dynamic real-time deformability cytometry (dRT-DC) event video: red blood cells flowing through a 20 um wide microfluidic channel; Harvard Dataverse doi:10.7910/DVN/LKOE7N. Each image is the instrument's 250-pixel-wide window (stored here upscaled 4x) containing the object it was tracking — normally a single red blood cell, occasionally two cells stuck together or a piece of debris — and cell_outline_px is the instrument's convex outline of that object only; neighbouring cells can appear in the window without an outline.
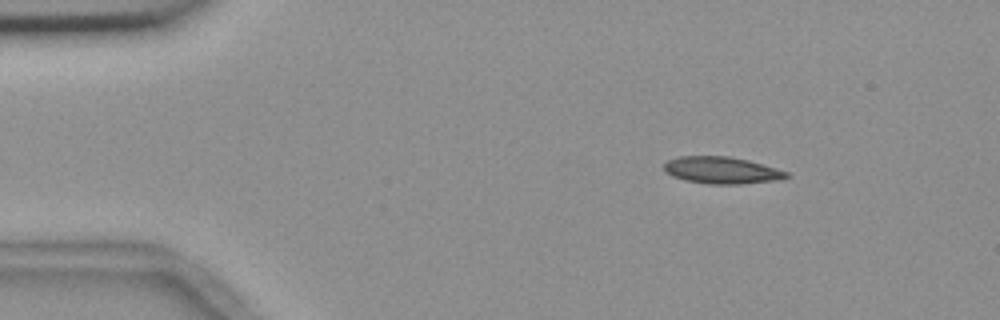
{"species": "common noctule bat (a hibernating species)", "species_latin": "Nyctalus noctula", "temperature_condition": "room temperature", "stored_images_in_passage": 48, "camera_frame_rate_fps": 3000, "um_per_image_px": 0.085, "animal": {"sex": "female", "body_mass_g": 18.4}, "frame": {"image": 1, "passage_image": 1, "time_ms": 0.0, "image_size_px": [1000, 320], "cell_outline_px": [[792, 176], [784, 180], [740, 184], [708, 184], [684, 180], [672, 176], [664, 172], [664, 164], [668, 160], [676, 156], [728, 156], [748, 160], [776, 168], [788, 172]], "centroid_in_image_um": [61.37, 14.48], "position_along_channel_um": 23.6, "area_um2": 19.54}}
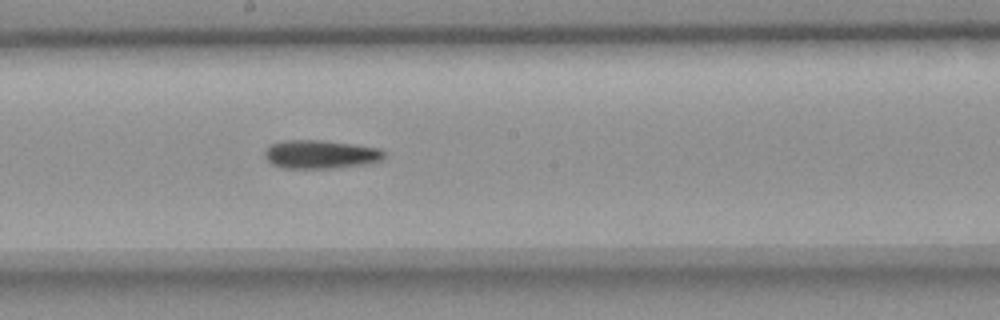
{"frame": {"image": 2, "passage_image": 23, "time_ms": 7.333, "image_size_px": [1000, 320], "cell_outline_px": [[384, 160], [372, 164], [332, 168], [280, 168], [272, 164], [264, 156], [264, 152], [272, 144], [284, 140], [320, 140], [352, 144], [380, 148], [384, 152]], "centroid_in_image_um": [27.29, 13.13], "position_along_channel_um": 220.9, "area_um2": 20.0}}
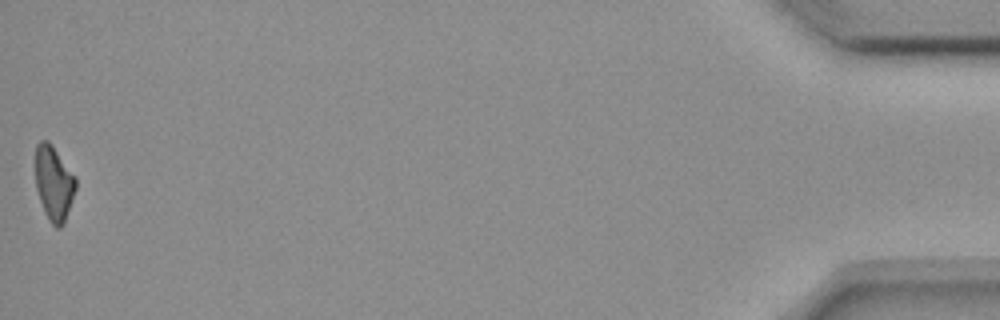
{"frame": {"image": 3, "passage_image": 48, "time_ms": 15.667, "image_size_px": [1000, 320], "cell_outline_px": [[76, 188], [64, 224], [60, 228], [56, 228], [52, 224], [44, 212], [36, 188], [36, 144], [40, 140], [48, 140], [52, 144], [76, 176]], "centroid_in_image_um": [4.59, 15.56], "position_along_channel_um": 430.6, "area_um2": 17.63}}